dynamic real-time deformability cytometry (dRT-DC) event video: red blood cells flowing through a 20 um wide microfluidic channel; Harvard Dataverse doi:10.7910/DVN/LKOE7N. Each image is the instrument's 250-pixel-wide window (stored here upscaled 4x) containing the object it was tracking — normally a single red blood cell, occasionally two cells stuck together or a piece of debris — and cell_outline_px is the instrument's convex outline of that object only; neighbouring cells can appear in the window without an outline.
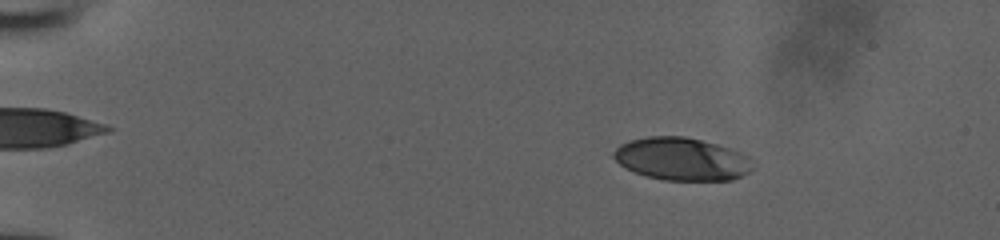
{"species": "human", "species_latin": "Homo sapiens", "temperature_condition": "room temperature", "stored_images_in_passage": 52, "camera_frame_rate_fps": 3000, "um_per_image_px": 0.085, "donor": {"sex": "male"}, "frame": {"image": 1, "passage_image": 9, "time_ms": 2.667, "image_size_px": [1000, 240], "cell_outline_px": [[756, 164], [748, 172], [732, 180], [664, 180], [648, 176], [636, 172], [620, 164], [612, 156], [612, 152], [620, 144], [628, 140], [648, 136], [684, 136], [716, 144], [740, 152], [748, 156]], "centroid_in_image_um": [57.95, 13.51], "position_along_channel_um": 27.0, "area_um2": 34.56}}
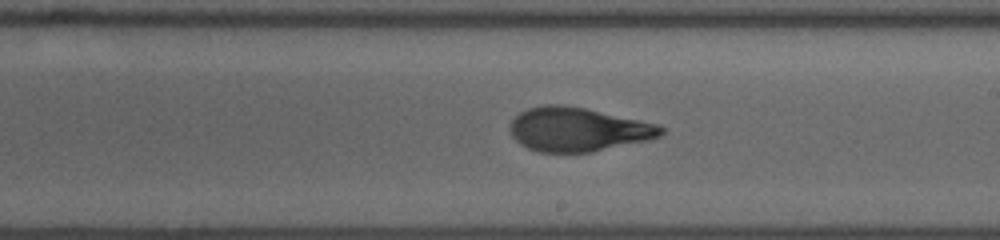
{"frame": {"image": 2, "passage_image": 32, "time_ms": 10.333, "image_size_px": [1000, 240], "cell_outline_px": [[664, 132], [660, 136], [648, 140], [592, 152], [540, 152], [528, 148], [520, 144], [512, 136], [508, 128], [512, 120], [520, 112], [528, 108], [544, 104], [560, 104], [584, 108], [660, 124], [664, 128]], "centroid_in_image_um": [49.12, 11.0], "position_along_channel_um": 239.9, "area_um2": 38.73}}
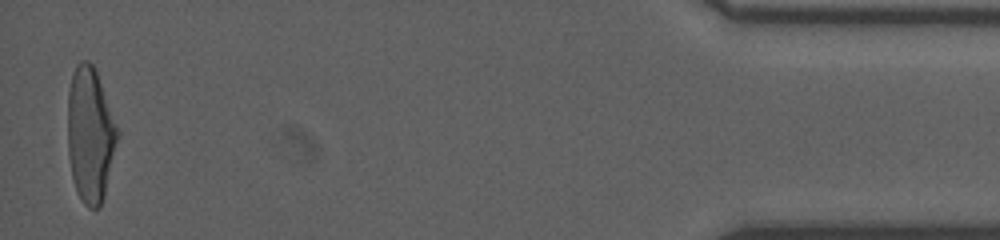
{"frame": {"image": 3, "passage_image": 51, "time_ms": 16.667, "image_size_px": [1000, 240], "cell_outline_px": [[120, 136], [104, 196], [100, 208], [88, 208], [84, 204], [76, 192], [72, 176], [68, 156], [68, 92], [72, 72], [76, 64], [80, 60], [88, 60], [92, 64], [96, 72], [120, 132]], "centroid_in_image_um": [7.67, 11.47], "position_along_channel_um": 427.5, "area_um2": 39.54}}